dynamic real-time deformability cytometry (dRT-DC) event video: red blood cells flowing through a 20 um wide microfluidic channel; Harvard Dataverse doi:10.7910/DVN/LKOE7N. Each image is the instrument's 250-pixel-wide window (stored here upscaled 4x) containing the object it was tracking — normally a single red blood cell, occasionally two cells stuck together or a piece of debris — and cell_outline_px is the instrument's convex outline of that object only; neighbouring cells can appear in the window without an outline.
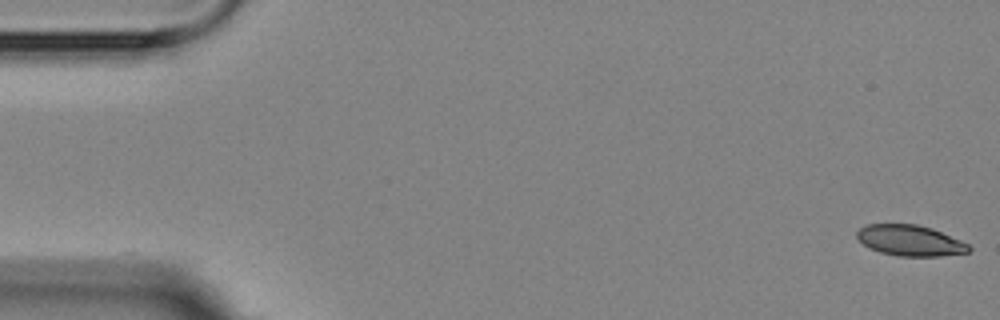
{"species": "Egyptian fruit bat (a non-hibernating species)", "species_latin": "Rousettus aegyptiacus", "temperature_condition": "room temperature", "stored_images_in_passage": 6, "camera_frame_rate_fps": 3000, "um_per_image_px": 0.085, "animal": {"sex": "female"}, "frame": {"image": 1, "passage_image": 1, "time_ms": 0.0, "image_size_px": [1000, 320], "cell_outline_px": [[972, 248], [968, 252], [940, 256], [896, 256], [880, 252], [864, 244], [856, 236], [856, 232], [860, 228], [868, 224], [916, 224], [932, 228], [960, 240], [968, 244]], "centroid_in_image_um": [77.36, 20.44], "position_along_channel_um": 7.6, "area_um2": 19.94}}
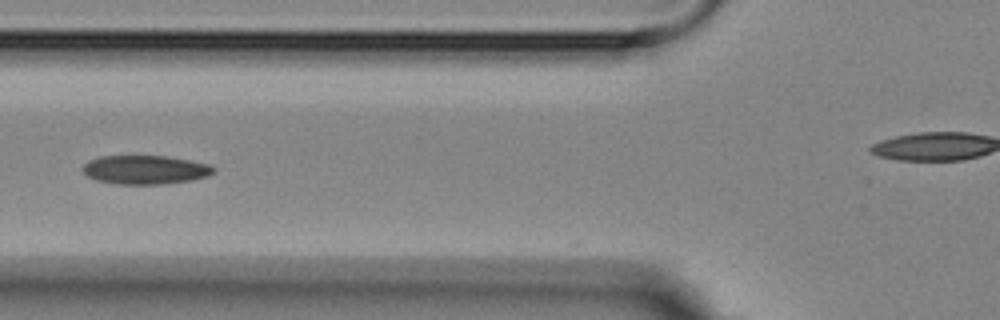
{"frame": {"image": 2, "passage_image": 6, "time_ms": 6.667, "image_size_px": [1000, 320], "cell_outline_px": [[216, 172], [208, 176], [192, 180], [164, 184], [116, 184], [96, 180], [88, 176], [80, 168], [88, 160], [100, 156], [168, 156], [208, 164], [216, 168]], "centroid_in_image_um": [12.34, 14.43], "position_along_channel_um": 113.5, "area_um2": 22.14}}